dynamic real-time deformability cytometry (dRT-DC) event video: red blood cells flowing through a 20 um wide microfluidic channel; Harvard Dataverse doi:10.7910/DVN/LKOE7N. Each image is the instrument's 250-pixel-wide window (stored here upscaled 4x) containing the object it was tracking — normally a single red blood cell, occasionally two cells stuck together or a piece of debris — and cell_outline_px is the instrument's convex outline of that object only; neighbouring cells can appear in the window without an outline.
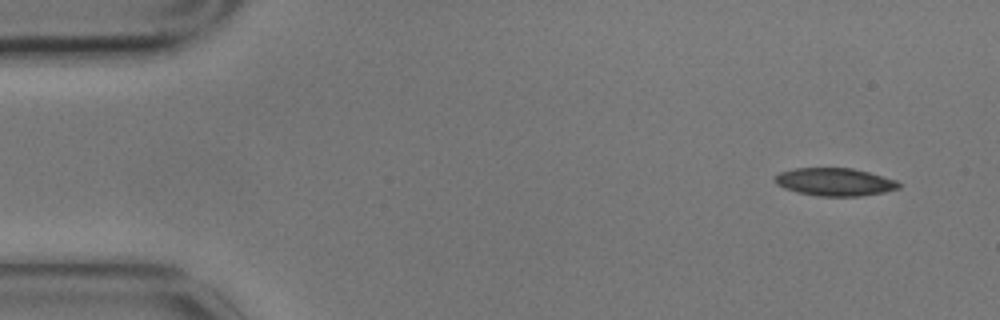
{"species": "common noctule bat (a hibernating species)", "species_latin": "Nyctalus noctula", "temperature_condition": "cold", "stored_images_in_passage": 5, "camera_frame_rate_fps": 3000, "um_per_image_px": 0.085, "animal": {"sex": "male", "body_mass_g": 17.9}, "frame": {"image": 1, "passage_image": 1, "time_ms": 0.0, "image_size_px": [1000, 320], "cell_outline_px": [[900, 188], [884, 192], [860, 196], [816, 196], [796, 192], [784, 188], [776, 184], [772, 180], [780, 172], [796, 168], [852, 168], [868, 172], [896, 180], [900, 184]], "centroid_in_image_um": [70.93, 15.47], "position_along_channel_um": 14.1, "area_um2": 20.11}}
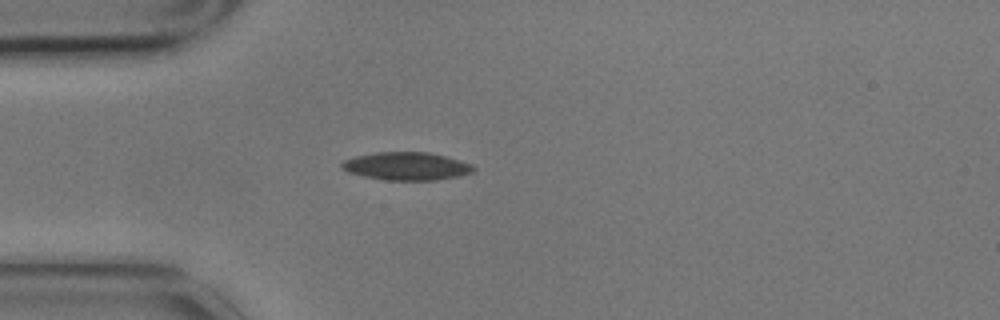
{"frame": {"image": 2, "passage_image": 4, "time_ms": 1.0, "image_size_px": [1000, 320], "cell_outline_px": [[476, 168], [472, 172], [460, 176], [436, 180], [388, 180], [364, 176], [348, 172], [340, 168], [340, 164], [344, 160], [356, 156], [376, 152], [428, 152], [444, 156], [472, 164]], "centroid_in_image_um": [34.54, 14.12], "position_along_channel_um": 50.5, "area_um2": 21.39}}